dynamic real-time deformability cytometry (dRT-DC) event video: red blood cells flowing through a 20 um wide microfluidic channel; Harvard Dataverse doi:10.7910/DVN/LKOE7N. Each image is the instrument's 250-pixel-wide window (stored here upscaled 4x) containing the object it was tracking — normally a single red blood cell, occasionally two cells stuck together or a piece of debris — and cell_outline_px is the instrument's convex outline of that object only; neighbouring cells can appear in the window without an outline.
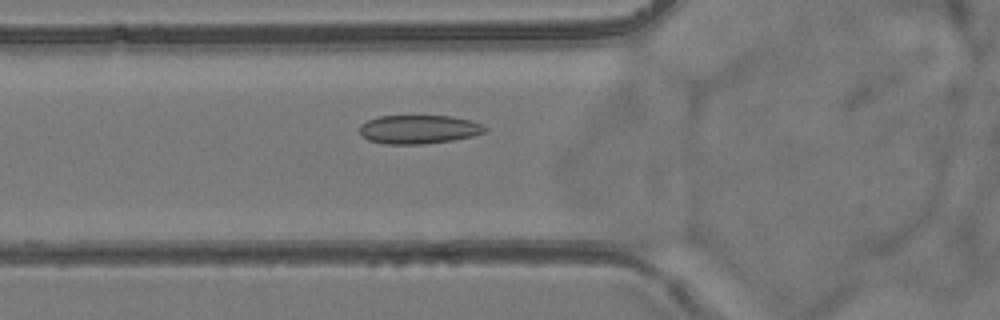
{"species": "common noctule bat (a hibernating species)", "species_latin": "Nyctalus noctula", "temperature_condition": "room temperature", "stored_images_in_passage": 48, "camera_frame_rate_fps": 3000, "um_per_image_px": 0.085, "animal": {"sex": "female", "body_mass_g": 24.6, "forearm_length_mm": 56.2}, "frame": {"image": 1, "passage_image": 17, "time_ms": 5.333, "image_size_px": [1000, 320], "cell_outline_px": [[488, 128], [484, 132], [472, 136], [452, 140], [424, 144], [384, 144], [368, 140], [360, 136], [360, 124], [368, 120], [380, 116], [452, 116], [468, 120], [480, 124]], "centroid_in_image_um": [35.55, 11.0], "position_along_channel_um": 90.3, "area_um2": 20.92}}
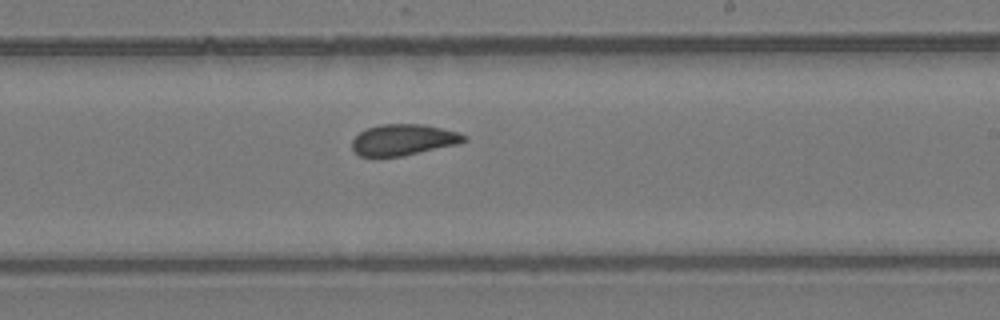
{"frame": {"image": 2, "passage_image": 30, "time_ms": 9.667, "image_size_px": [1000, 320], "cell_outline_px": [[468, 140], [460, 144], [400, 156], [360, 156], [352, 148], [352, 140], [360, 132], [368, 128], [380, 124], [424, 124], [460, 132], [468, 136]], "centroid_in_image_um": [34.35, 11.87], "position_along_channel_um": 254.6, "area_um2": 20.35}}
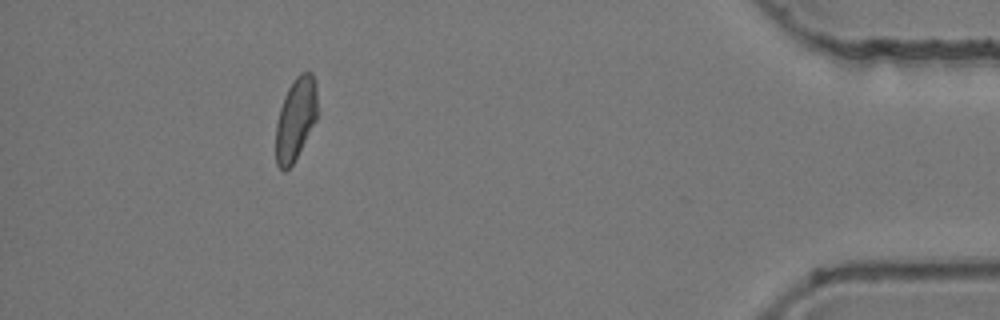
{"frame": {"image": 3, "passage_image": 47, "time_ms": 15.333, "image_size_px": [1000, 320], "cell_outline_px": [[316, 120], [292, 164], [284, 172], [276, 164], [276, 124], [280, 108], [284, 96], [288, 88], [296, 76], [300, 72], [312, 72], [316, 80]], "centroid_in_image_um": [25.12, 10.08], "position_along_channel_um": 410.1, "area_um2": 19.77}}